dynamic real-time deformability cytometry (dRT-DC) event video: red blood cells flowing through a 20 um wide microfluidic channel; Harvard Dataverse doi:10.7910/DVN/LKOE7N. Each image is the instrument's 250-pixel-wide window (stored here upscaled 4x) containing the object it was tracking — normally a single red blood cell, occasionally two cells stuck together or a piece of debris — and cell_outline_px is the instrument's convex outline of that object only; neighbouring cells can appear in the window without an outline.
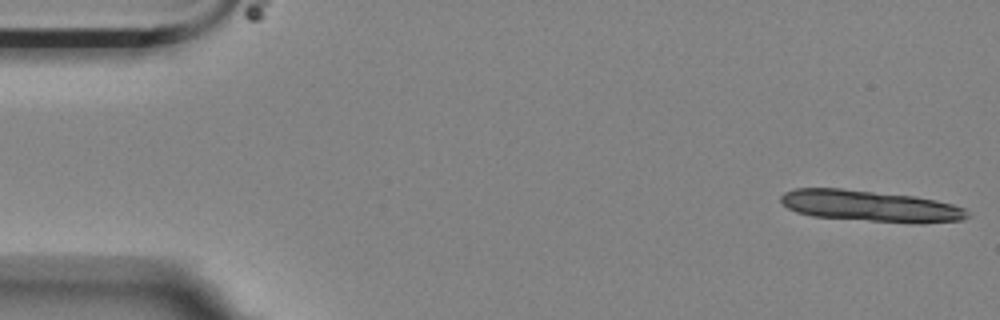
{"species": "Egyptian fruit bat (a non-hibernating species)", "species_latin": "Rousettus aegyptiacus", "temperature_condition": "room temperature", "stored_images_in_passage": 12, "camera_frame_rate_fps": 3000, "um_per_image_px": 0.085, "animal": {"sex": "female"}, "frame": {"image": 1, "passage_image": 1, "time_ms": 0.0, "image_size_px": [1000, 320], "cell_outline_px": [[972, 216], [964, 220], [920, 224], [812, 216], [796, 212], [788, 208], [780, 200], [780, 196], [784, 192], [796, 188], [840, 188], [916, 196], [936, 200], [952, 204], [964, 208]], "centroid_in_image_um": [74.03, 17.51], "position_along_channel_um": 11.0, "area_um2": 34.16}}